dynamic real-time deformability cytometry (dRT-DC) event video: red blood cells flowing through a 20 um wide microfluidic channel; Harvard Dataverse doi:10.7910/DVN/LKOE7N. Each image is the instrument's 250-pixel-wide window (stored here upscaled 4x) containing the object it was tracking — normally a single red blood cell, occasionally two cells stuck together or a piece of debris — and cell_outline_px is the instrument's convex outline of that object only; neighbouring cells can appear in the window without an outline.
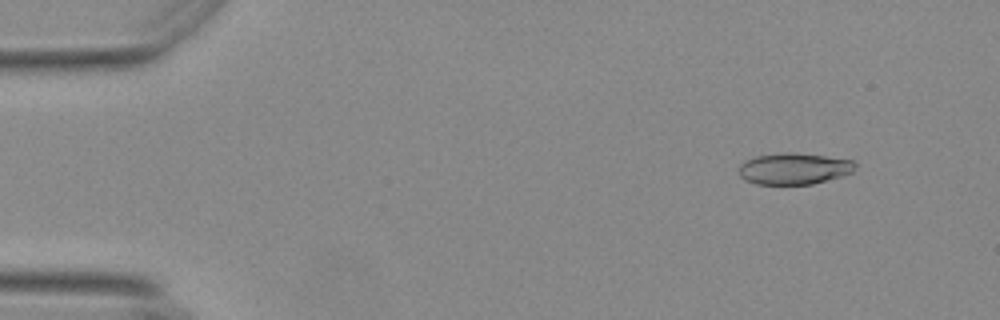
{"species": "Egyptian fruit bat (a non-hibernating species)", "species_latin": "Rousettus aegyptiacus", "temperature_condition": "warm", "stored_images_in_passage": 55, "camera_frame_rate_fps": 3000, "um_per_image_px": 0.085, "animal": {"sex": "female"}, "frame": {"image": 1, "passage_image": 5, "time_ms": 1.333, "image_size_px": [1000, 320], "cell_outline_px": [[856, 168], [852, 172], [840, 176], [812, 184], [756, 184], [744, 180], [740, 176], [740, 164], [756, 156], [784, 152], [792, 152], [824, 156], [852, 160], [856, 164]], "centroid_in_image_um": [67.48, 14.33], "position_along_channel_um": 17.5, "area_um2": 21.1}}
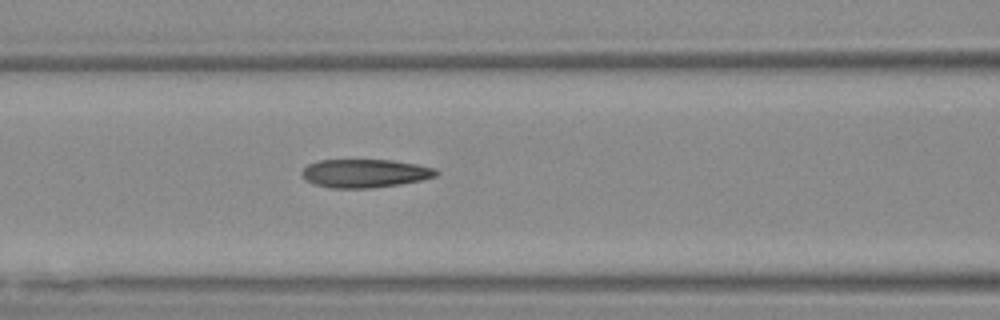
{"frame": {"image": 2, "passage_image": 23, "time_ms": 7.333, "image_size_px": [1000, 320], "cell_outline_px": [[440, 172], [436, 176], [420, 180], [400, 184], [372, 188], [332, 188], [316, 184], [308, 180], [300, 172], [308, 164], [316, 160], [392, 160], [416, 164], [436, 168]], "centroid_in_image_um": [31.04, 14.72], "position_along_channel_um": 135.6, "area_um2": 22.14}}
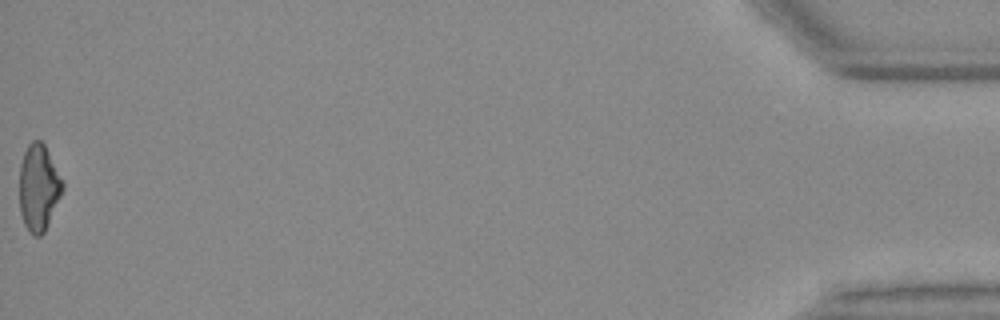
{"frame": {"image": 3, "passage_image": 55, "time_ms": 18.0, "image_size_px": [1000, 320], "cell_outline_px": [[64, 188], [48, 224], [44, 232], [40, 236], [32, 236], [28, 232], [24, 224], [20, 212], [20, 164], [24, 152], [28, 144], [32, 140], [40, 140], [44, 144], [64, 184]], "centroid_in_image_um": [3.27, 15.97], "position_along_channel_um": 431.9, "area_um2": 21.62}, "authors_computed_cell_mechanics": {"area_um2": 22.0796, "velocity_mm_per_s": 3.7087, "shape_relaxation_time_tau1_ms": null, "shape_relaxation_time_tau2_ms": 2.6961, "deformation_change_tau1": null, "deformation_change_tau2": 0.1119}}